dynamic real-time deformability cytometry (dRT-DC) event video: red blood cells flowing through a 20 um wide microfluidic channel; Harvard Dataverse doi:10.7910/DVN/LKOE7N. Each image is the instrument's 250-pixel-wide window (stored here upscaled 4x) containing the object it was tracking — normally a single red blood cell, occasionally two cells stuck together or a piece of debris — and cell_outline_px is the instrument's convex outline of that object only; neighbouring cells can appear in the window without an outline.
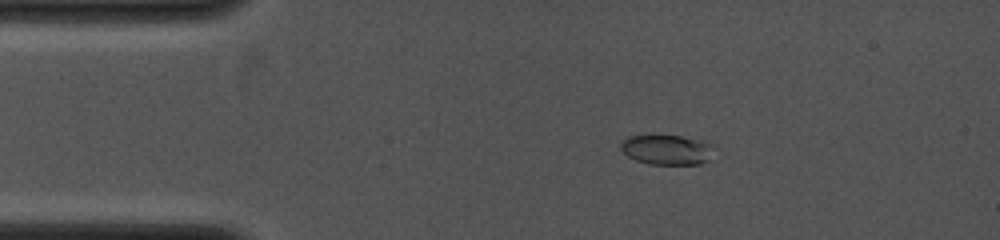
{"species": "common noctule bat (a hibernating species)", "species_latin": "Nyctalus noctula", "temperature_condition": "cold", "stored_images_in_passage": 7, "camera_frame_rate_fps": 4000, "um_per_image_px": 0.085, "animal": {"sex": "female", "body_mass_g": 19.0, "forearm_length_mm": 53.3}, "frame": {"image": 1, "passage_image": 3, "time_ms": 2.0, "image_size_px": [1000, 240], "cell_outline_px": [[716, 160], [700, 164], [648, 164], [636, 160], [628, 156], [620, 148], [620, 140], [628, 136], [680, 136], [716, 144]], "centroid_in_image_um": [56.81, 12.74], "position_along_channel_um": 28.2, "area_um2": 16.82}}
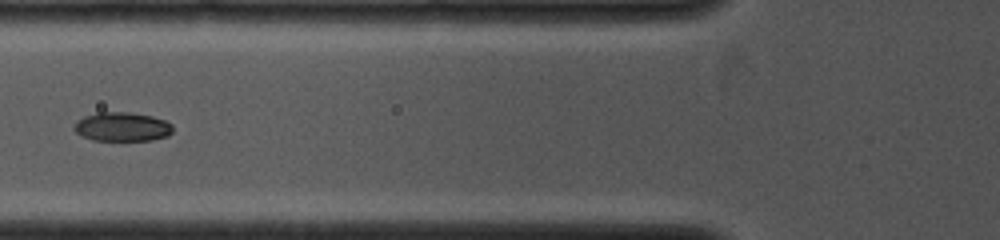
{"frame": {"image": 2, "passage_image": 6, "time_ms": 5.0, "image_size_px": [1000, 240], "cell_outline_px": [[172, 132], [168, 136], [152, 140], [92, 140], [80, 136], [72, 128], [76, 120], [84, 116], [96, 112], [128, 112], [152, 116], [164, 120], [172, 124]], "centroid_in_image_um": [10.34, 10.77], "position_along_channel_um": 115.5, "area_um2": 16.88}}
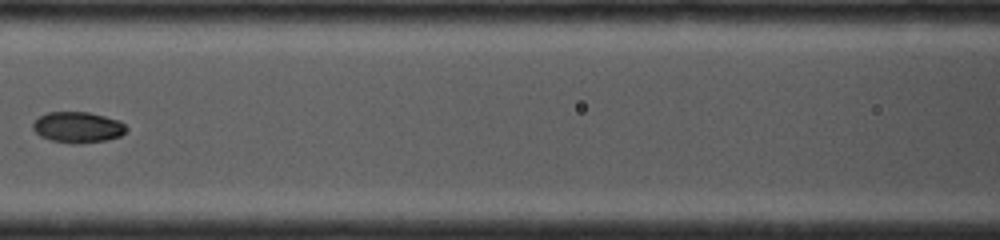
{"frame": {"image": 3, "passage_image": 7, "time_ms": 6.0, "image_size_px": [1000, 240], "cell_outline_px": [[128, 128], [120, 136], [104, 140], [80, 144], [72, 144], [52, 140], [40, 136], [32, 128], [32, 124], [40, 116], [48, 112], [88, 112], [120, 120]], "centroid_in_image_um": [6.61, 10.82], "position_along_channel_um": 160.0, "area_um2": 16.76}}